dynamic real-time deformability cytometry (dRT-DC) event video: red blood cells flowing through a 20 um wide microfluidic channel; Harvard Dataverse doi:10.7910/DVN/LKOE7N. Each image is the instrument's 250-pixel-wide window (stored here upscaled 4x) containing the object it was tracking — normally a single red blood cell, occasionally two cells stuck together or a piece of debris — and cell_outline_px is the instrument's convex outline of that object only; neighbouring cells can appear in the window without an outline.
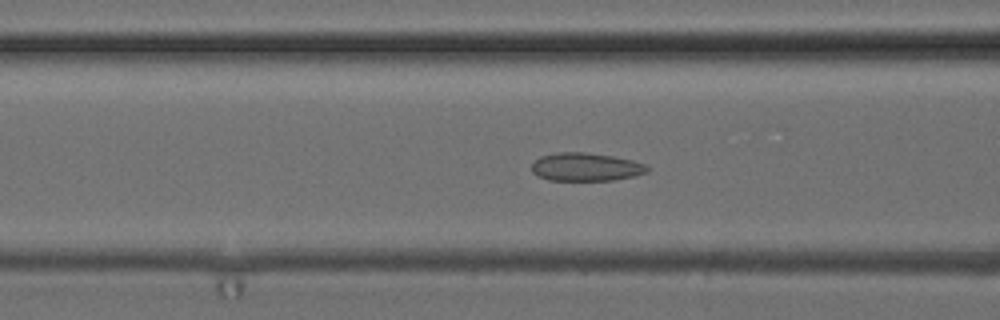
{"species": "common noctule bat (a hibernating species)", "species_latin": "Nyctalus noctula", "temperature_condition": "cold", "stored_images_in_passage": 50, "camera_frame_rate_fps": 3000, "um_per_image_px": 0.085, "animal": {"sex": "female", "body_mass_g": 24.6, "forearm_length_mm": 56.2}, "frame": {"image": 1, "passage_image": 19, "time_ms": 6.0, "image_size_px": [1000, 320], "cell_outline_px": [[648, 172], [636, 176], [612, 180], [548, 180], [536, 176], [532, 172], [532, 164], [540, 156], [560, 152], [584, 152], [612, 156], [632, 160], [644, 164], [648, 168]], "centroid_in_image_um": [49.78, 14.2], "position_along_channel_um": 116.8, "area_um2": 18.96}}
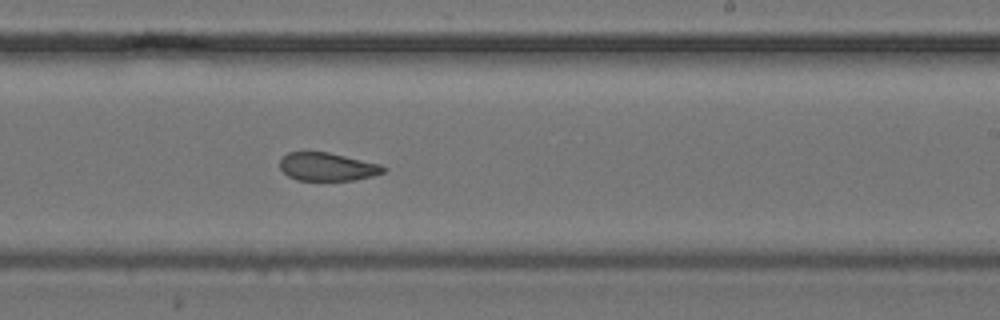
{"frame": {"image": 2, "passage_image": 30, "time_ms": 9.667, "image_size_px": [1000, 320], "cell_outline_px": [[388, 168], [384, 172], [372, 176], [356, 180], [296, 180], [288, 176], [280, 168], [280, 160], [288, 152], [328, 152], [380, 164]], "centroid_in_image_um": [27.83, 14.18], "position_along_channel_um": 261.2, "area_um2": 16.94}}
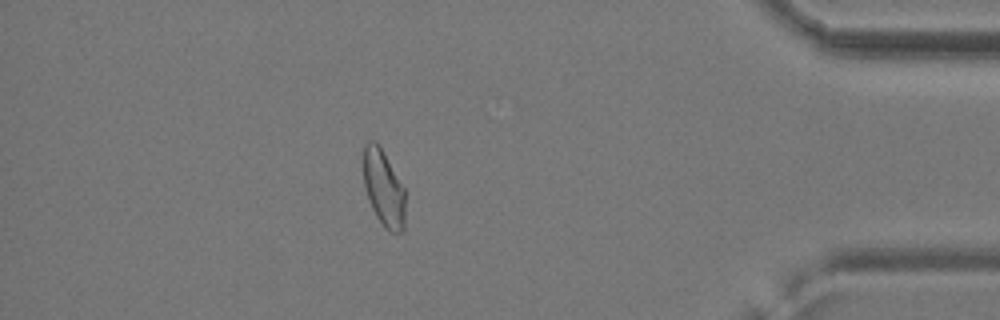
{"frame": {"image": 3, "passage_image": 44, "time_ms": 14.333, "image_size_px": [1000, 320], "cell_outline_px": [[404, 232], [388, 232], [384, 228], [376, 216], [368, 200], [364, 188], [364, 144], [368, 140], [376, 140], [380, 144], [404, 188]], "centroid_in_image_um": [32.59, 15.98], "position_along_channel_um": 402.6, "area_um2": 18.84}, "authors_computed_cell_mechanics": {"area_um2": 19.2185, "velocity_mm_per_s": 3.9343, "shape_relaxation_time_tau1_ms": null, "shape_relaxation_time_tau2_ms": 1.3014, "deformation_change_tau1": null, "deformation_change_tau2": 0.0706}}